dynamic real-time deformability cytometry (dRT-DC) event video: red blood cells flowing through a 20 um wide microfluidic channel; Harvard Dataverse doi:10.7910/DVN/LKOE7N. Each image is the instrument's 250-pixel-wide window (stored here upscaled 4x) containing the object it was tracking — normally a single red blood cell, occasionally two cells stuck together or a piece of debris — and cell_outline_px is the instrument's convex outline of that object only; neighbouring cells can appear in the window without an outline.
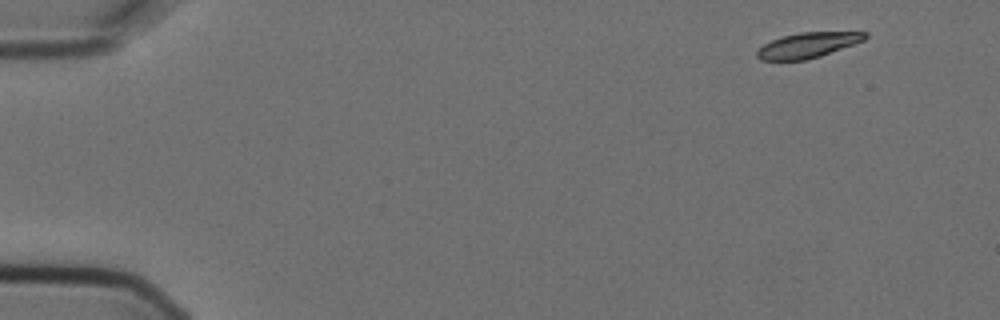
{"species": "Egyptian fruit bat (a non-hibernating species)", "species_latin": "Rousettus aegyptiacus", "temperature_condition": "cold", "stored_images_in_passage": 6, "camera_frame_rate_fps": 3000, "um_per_image_px": 0.085, "animal": {"sex": "female"}, "frame": {"image": 1, "passage_image": 1, "time_ms": 0.0, "image_size_px": [1000, 320], "cell_outline_px": [[868, 36], [864, 40], [820, 56], [804, 60], [760, 60], [756, 56], [756, 52], [764, 44], [772, 40], [784, 36], [800, 32], [868, 32]], "centroid_in_image_um": [68.65, 3.84], "position_along_channel_um": 16.3, "area_um2": 15.66}}
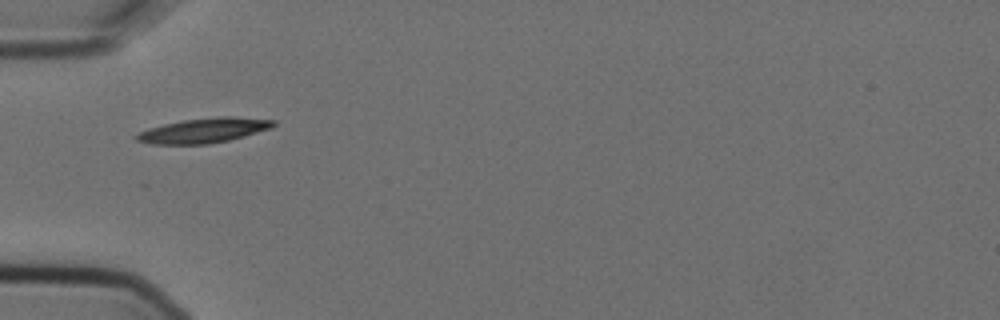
{"frame": {"image": 2, "passage_image": 5, "time_ms": 1.333, "image_size_px": [1000, 320], "cell_outline_px": [[276, 124], [272, 128], [244, 136], [228, 140], [208, 144], [152, 144], [136, 140], [132, 136], [148, 128], [164, 124], [184, 120], [220, 116], [236, 116], [276, 120]], "centroid_in_image_um": [17.34, 11.08], "position_along_channel_um": 67.7, "area_um2": 19.83}}
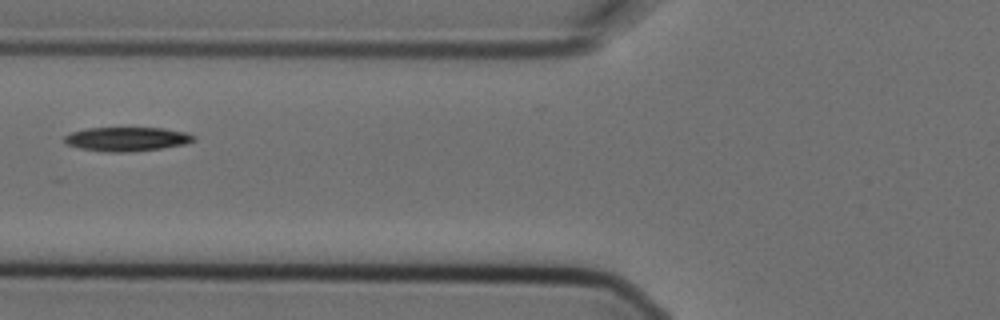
{"frame": {"image": 3, "passage_image": 6, "time_ms": 1.667, "image_size_px": [1000, 320], "cell_outline_px": [[196, 140], [184, 144], [160, 148], [128, 152], [104, 152], [80, 148], [64, 144], [64, 136], [72, 132], [84, 128], [164, 128], [188, 132], [196, 136]], "centroid_in_image_um": [10.78, 11.81], "position_along_channel_um": 115.0, "area_um2": 18.26}}